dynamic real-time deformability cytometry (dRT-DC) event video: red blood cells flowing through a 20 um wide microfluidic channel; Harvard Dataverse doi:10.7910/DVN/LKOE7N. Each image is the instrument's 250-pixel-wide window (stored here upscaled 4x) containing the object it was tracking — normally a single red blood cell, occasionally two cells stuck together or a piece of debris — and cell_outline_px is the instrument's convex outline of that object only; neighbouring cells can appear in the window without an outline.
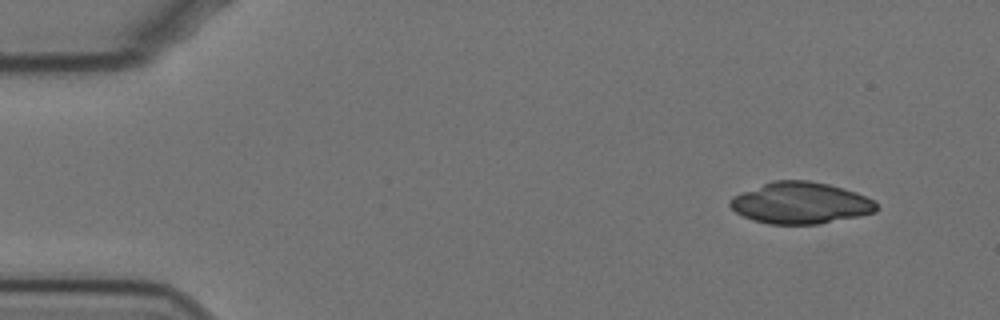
{"species": "Egyptian fruit bat (a non-hibernating species)", "species_latin": "Rousettus aegyptiacus", "temperature_condition": "cold", "stored_images_in_passage": 53, "camera_frame_rate_fps": 3000, "um_per_image_px": 0.085, "animal": {"sex": "female"}, "frame": {"image": 1, "passage_image": 1, "time_ms": 0.0, "image_size_px": [1000, 320], "cell_outline_px": [[880, 208], [876, 212], [860, 216], [820, 224], [768, 224], [752, 220], [736, 212], [728, 204], [728, 200], [732, 196], [772, 180], [808, 180], [828, 184], [844, 188], [856, 192], [876, 200]], "centroid_in_image_um": [68.08, 17.26], "position_along_channel_um": 16.9, "area_um2": 35.84}}